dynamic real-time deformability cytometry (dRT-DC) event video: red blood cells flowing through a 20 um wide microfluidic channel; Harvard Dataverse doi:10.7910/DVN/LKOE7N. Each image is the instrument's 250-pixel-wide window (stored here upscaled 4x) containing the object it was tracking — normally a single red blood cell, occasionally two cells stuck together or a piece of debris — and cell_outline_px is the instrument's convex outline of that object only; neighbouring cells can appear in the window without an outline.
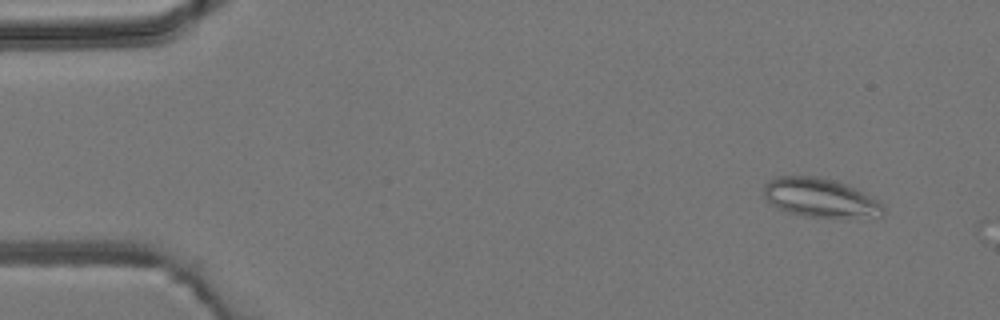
{"species": "common noctule bat (a hibernating species)", "species_latin": "Nyctalus noctula", "temperature_condition": "room temperature", "stored_images_in_passage": 3, "camera_frame_rate_fps": 3000, "um_per_image_px": 0.085, "animal": {"sex": "male", "body_mass_g": 19.2, "forearm_length_mm": 51.8}, "frame": {"image": 1, "passage_image": 1, "time_ms": 0.0, "image_size_px": [1000, 320], "cell_outline_px": [[884, 216], [804, 216], [788, 212], [776, 208], [764, 196], [764, 184], [768, 180], [776, 176], [820, 176], [844, 184], [876, 200], [884, 208]], "centroid_in_image_um": [69.62, 16.79], "position_along_channel_um": 15.4, "area_um2": 26.41}}